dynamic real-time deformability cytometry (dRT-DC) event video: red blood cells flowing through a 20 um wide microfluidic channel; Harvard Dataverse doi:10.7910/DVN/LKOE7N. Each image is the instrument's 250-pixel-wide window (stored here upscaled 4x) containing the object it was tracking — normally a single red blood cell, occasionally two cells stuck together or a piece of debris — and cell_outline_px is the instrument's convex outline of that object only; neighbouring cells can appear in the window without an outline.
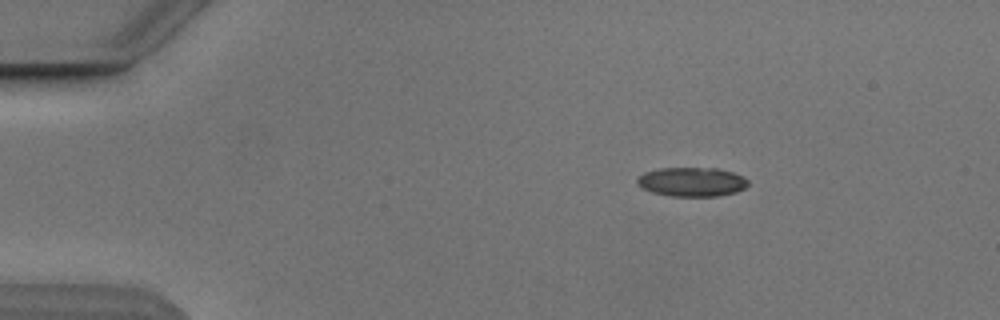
{"species": "Egyptian fruit bat (a non-hibernating species)", "species_latin": "Rousettus aegyptiacus", "temperature_condition": "cold", "stored_images_in_passage": 3, "camera_frame_rate_fps": 3000, "um_per_image_px": 0.085, "animal": {"sex": "male"}, "frame": {"image": 1, "passage_image": 1, "time_ms": 0.0, "image_size_px": [1000, 320], "cell_outline_px": [[748, 184], [744, 188], [736, 192], [716, 196], [668, 196], [652, 192], [644, 188], [636, 180], [644, 172], [660, 168], [716, 168], [732, 172], [744, 176], [748, 180]], "centroid_in_image_um": [58.83, 15.45], "position_along_channel_um": 26.2, "area_um2": 18.73}}